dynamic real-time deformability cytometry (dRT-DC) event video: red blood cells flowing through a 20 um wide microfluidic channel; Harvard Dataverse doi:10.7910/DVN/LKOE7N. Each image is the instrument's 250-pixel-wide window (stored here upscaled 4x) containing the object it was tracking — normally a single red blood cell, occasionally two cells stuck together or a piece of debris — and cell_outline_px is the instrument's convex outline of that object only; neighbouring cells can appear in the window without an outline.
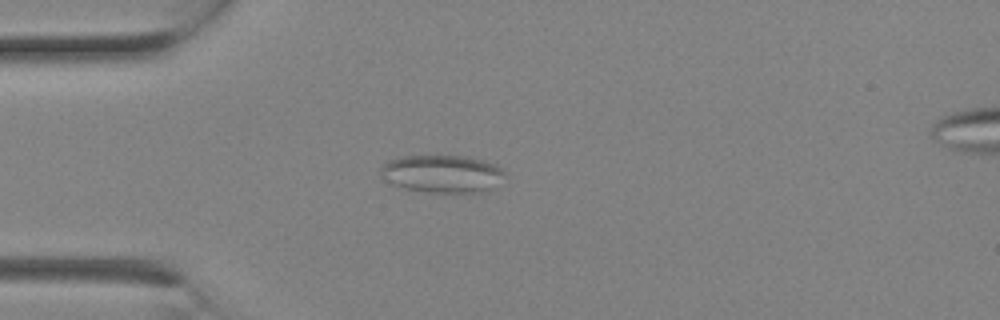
{"species": "Egyptian fruit bat (a non-hibernating species)", "species_latin": "Rousettus aegyptiacus", "temperature_condition": "room temperature", "stored_images_in_passage": 2, "segment_of_instrument_passage": [1, 2], "camera_frame_rate_fps": 3000, "um_per_image_px": 0.085, "animal": {"sex": "female"}, "frame": {"image": 1, "passage_image": 1, "time_ms": 0.0, "image_size_px": [1000, 320], "cell_outline_px": [[508, 176], [496, 188], [488, 192], [424, 192], [404, 188], [392, 184], [384, 180], [380, 176], [380, 168], [388, 160], [404, 156], [468, 156], [496, 164]], "centroid_in_image_um": [37.64, 14.78], "position_along_channel_um": 47.4, "area_um2": 27.8}}